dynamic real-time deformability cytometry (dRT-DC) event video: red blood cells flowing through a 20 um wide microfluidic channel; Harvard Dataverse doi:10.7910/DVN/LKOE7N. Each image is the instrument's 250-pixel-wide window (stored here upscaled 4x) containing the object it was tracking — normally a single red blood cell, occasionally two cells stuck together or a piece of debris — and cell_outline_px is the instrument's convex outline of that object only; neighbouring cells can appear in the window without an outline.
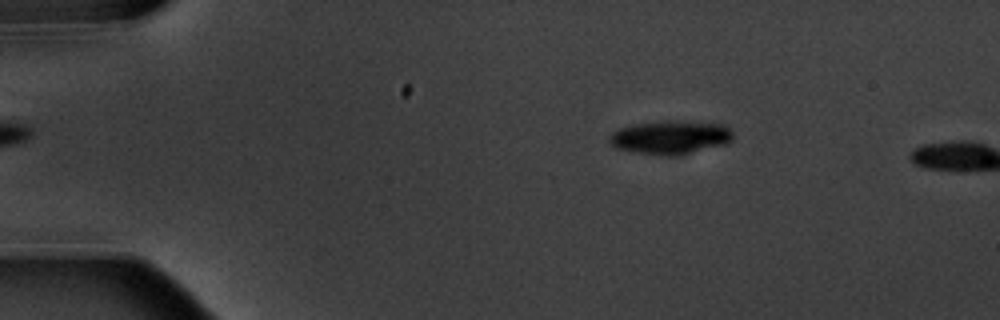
{"species": "common noctule bat (a hibernating species)", "species_latin": "Nyctalus noctula", "temperature_condition": "warm", "stored_images_in_passage": 4, "camera_frame_rate_fps": 3000, "um_per_image_px": 0.085, "animal": {"sex": "male", "body_mass_g": 20.1, "forearm_length_mm": 53.5}, "frame": {"image": 1, "passage_image": 3, "time_ms": 2.0, "image_size_px": [1000, 320], "cell_outline_px": [[732, 140], [728, 144], [676, 156], [668, 156], [636, 152], [616, 148], [608, 140], [608, 136], [612, 132], [620, 128], [636, 124], [668, 120], [676, 120], [724, 124], [732, 132]], "centroid_in_image_um": [57.01, 11.67], "position_along_channel_um": 28.0, "area_um2": 24.28}}